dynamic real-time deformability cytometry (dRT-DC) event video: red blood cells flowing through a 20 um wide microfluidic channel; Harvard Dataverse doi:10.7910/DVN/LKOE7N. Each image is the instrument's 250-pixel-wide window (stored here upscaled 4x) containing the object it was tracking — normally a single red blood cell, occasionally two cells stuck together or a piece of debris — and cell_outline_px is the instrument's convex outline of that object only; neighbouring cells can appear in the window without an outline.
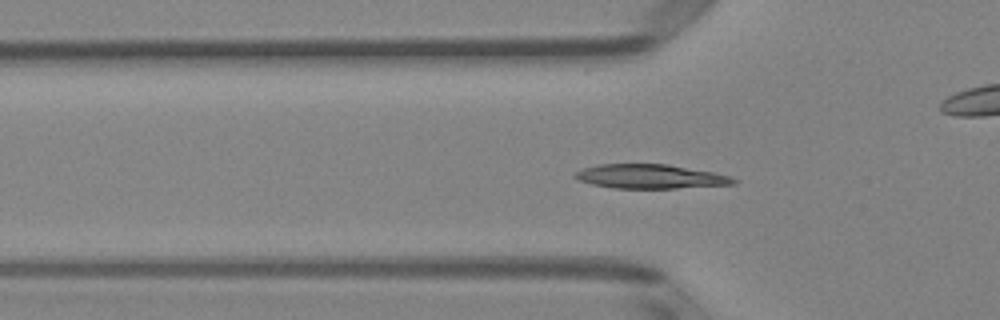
{"species": "Egyptian fruit bat (a non-hibernating species)", "species_latin": "Rousettus aegyptiacus", "temperature_condition": "room temperature", "stored_images_in_passage": 44, "camera_frame_rate_fps": 3000, "um_per_image_px": 0.085, "animal": {"sex": "female"}, "frame": {"image": 1, "passage_image": 9, "time_ms": 2.667, "image_size_px": [1000, 320], "cell_outline_px": [[740, 180], [736, 184], [676, 188], [612, 188], [592, 184], [580, 180], [572, 176], [572, 172], [584, 168], [600, 164], [668, 164], [712, 172], [732, 176]], "centroid_in_image_um": [55.29, 15.0], "position_along_channel_um": 70.5, "area_um2": 22.43}}
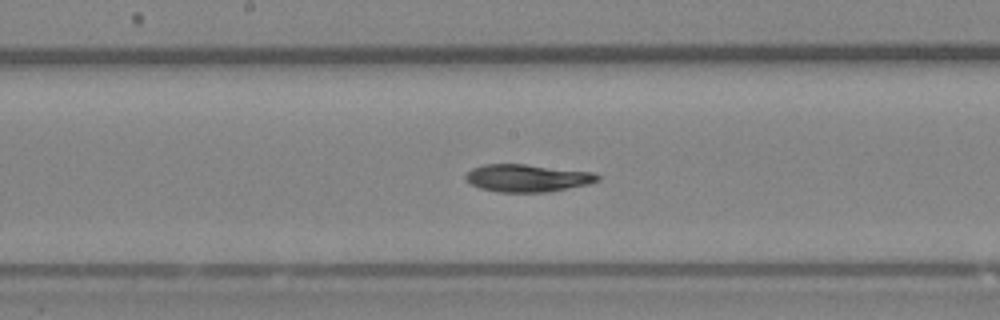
{"frame": {"image": 2, "passage_image": 19, "time_ms": 6.0, "image_size_px": [1000, 320], "cell_outline_px": [[600, 180], [588, 184], [548, 192], [500, 192], [480, 188], [472, 184], [464, 176], [472, 168], [484, 164], [524, 164], [596, 172], [600, 176]], "centroid_in_image_um": [44.86, 15.13], "position_along_channel_um": 203.3, "area_um2": 21.15}}
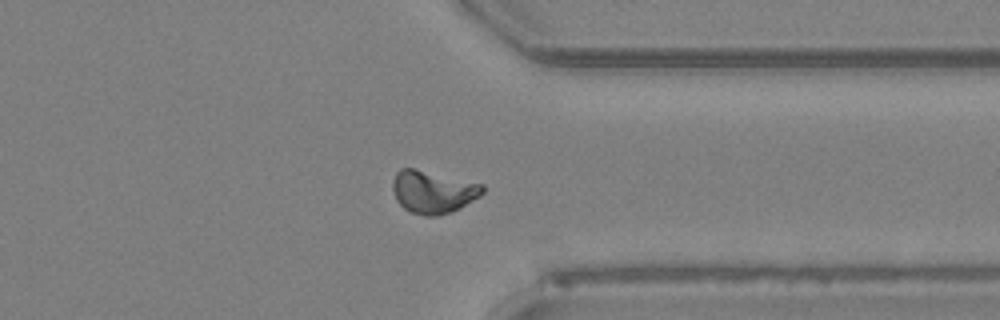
{"frame": {"image": 3, "passage_image": 32, "time_ms": 10.333, "image_size_px": [1000, 320], "cell_outline_px": [[484, 192], [480, 196], [460, 208], [452, 212], [436, 216], [424, 216], [408, 212], [396, 200], [392, 188], [392, 180], [396, 172], [400, 168], [412, 168], [484, 184]], "centroid_in_image_um": [36.79, 16.32], "position_along_channel_um": 374.6, "area_um2": 22.48}}